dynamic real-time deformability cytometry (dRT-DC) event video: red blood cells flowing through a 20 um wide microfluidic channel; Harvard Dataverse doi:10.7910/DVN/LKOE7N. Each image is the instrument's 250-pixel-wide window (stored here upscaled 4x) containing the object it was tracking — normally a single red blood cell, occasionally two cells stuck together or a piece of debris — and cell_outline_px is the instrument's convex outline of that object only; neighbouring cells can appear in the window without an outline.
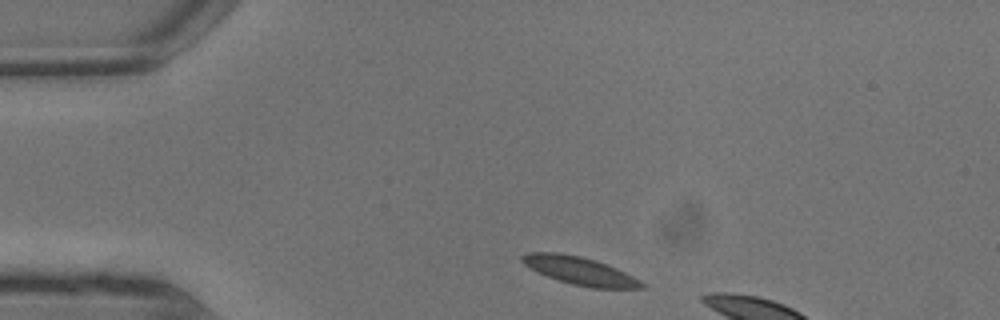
{"species": "common noctule bat (a hibernating species)", "species_latin": "Nyctalus noctula", "temperature_condition": "warm", "stored_images_in_passage": 3, "camera_frame_rate_fps": 3000, "um_per_image_px": 0.085, "animal": {"sex": "male", "body_mass_g": 13.3}, "frame": {"image": 1, "passage_image": 1, "time_ms": 0.0, "image_size_px": [1000, 320], "cell_outline_px": [[644, 288], [588, 288], [556, 280], [524, 264], [520, 260], [520, 256], [528, 252], [560, 252], [580, 256], [596, 260], [616, 268], [640, 280], [644, 284]], "centroid_in_image_um": [49.27, 23.01], "position_along_channel_um": 35.7, "area_um2": 19.36}}